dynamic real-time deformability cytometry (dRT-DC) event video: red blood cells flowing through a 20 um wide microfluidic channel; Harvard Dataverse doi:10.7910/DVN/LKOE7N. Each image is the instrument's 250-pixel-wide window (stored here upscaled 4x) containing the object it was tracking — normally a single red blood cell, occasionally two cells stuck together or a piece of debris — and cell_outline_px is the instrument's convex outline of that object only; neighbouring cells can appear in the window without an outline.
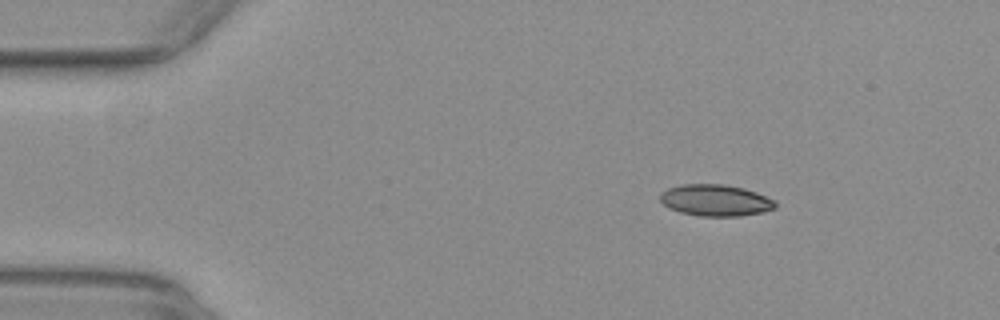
{"species": "common noctule bat (a hibernating species)", "species_latin": "Nyctalus noctula", "temperature_condition": "warm", "stored_images_in_passage": 46, "camera_frame_rate_fps": 3000, "um_per_image_px": 0.085, "animal": {"sex": "female", "body_mass_g": 29.2, "forearm_length_mm": 56.3}, "frame": {"image": 1, "passage_image": 1, "time_ms": 0.0, "image_size_px": [1000, 320], "cell_outline_px": [[776, 208], [764, 212], [740, 216], [700, 216], [680, 212], [668, 208], [660, 200], [660, 192], [668, 188], [680, 184], [724, 184], [744, 188], [756, 192], [776, 200]], "centroid_in_image_um": [60.83, 17.02], "position_along_channel_um": 24.2, "area_um2": 21.39}}
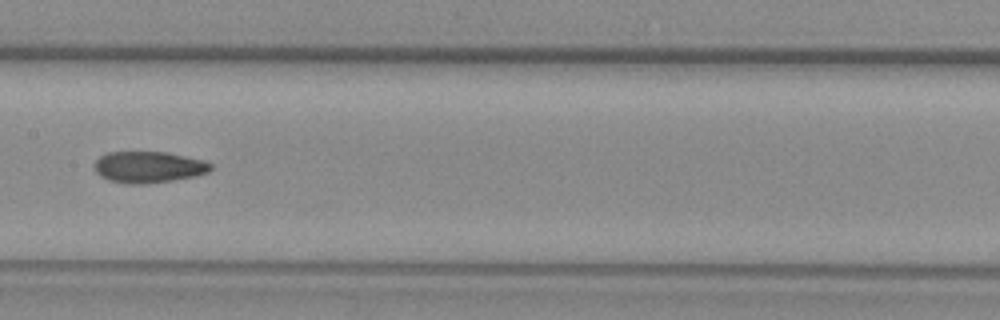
{"frame": {"image": 2, "passage_image": 20, "time_ms": 6.333, "image_size_px": [1000, 320], "cell_outline_px": [[212, 168], [208, 172], [196, 176], [172, 180], [144, 184], [128, 184], [108, 180], [100, 176], [92, 168], [92, 164], [100, 156], [108, 152], [168, 152], [204, 160], [212, 164]], "centroid_in_image_um": [12.6, 14.2], "position_along_channel_um": 194.8, "area_um2": 21.5}}
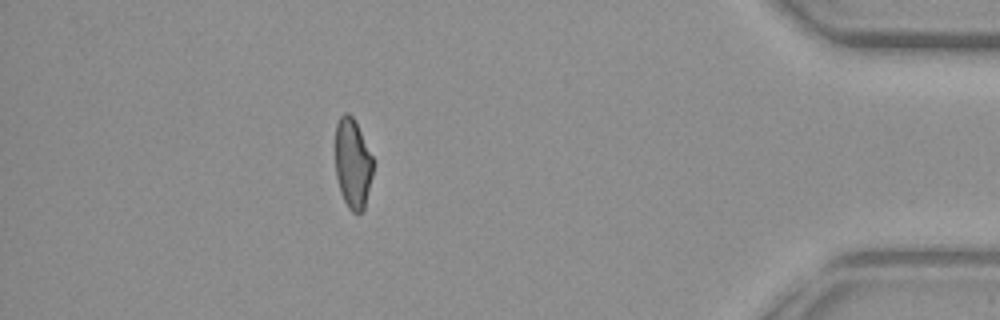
{"frame": {"image": 3, "passage_image": 40, "time_ms": 13.0, "image_size_px": [1000, 320], "cell_outline_px": [[372, 176], [364, 208], [360, 212], [352, 212], [348, 208], [340, 192], [336, 176], [336, 124], [340, 116], [344, 112], [348, 112], [356, 120], [372, 156]], "centroid_in_image_um": [29.97, 13.86], "position_along_channel_um": 405.2, "area_um2": 19.71}, "authors_computed_cell_mechanics": {"area_um2": 21.097, "velocity_mm_per_s": 3.9137, "shape_relaxation_time_tau1_ms": null, "shape_relaxation_time_tau2_ms": 2.7428, "deformation_change_tau1": null, "deformation_change_tau2": 0.0904}}